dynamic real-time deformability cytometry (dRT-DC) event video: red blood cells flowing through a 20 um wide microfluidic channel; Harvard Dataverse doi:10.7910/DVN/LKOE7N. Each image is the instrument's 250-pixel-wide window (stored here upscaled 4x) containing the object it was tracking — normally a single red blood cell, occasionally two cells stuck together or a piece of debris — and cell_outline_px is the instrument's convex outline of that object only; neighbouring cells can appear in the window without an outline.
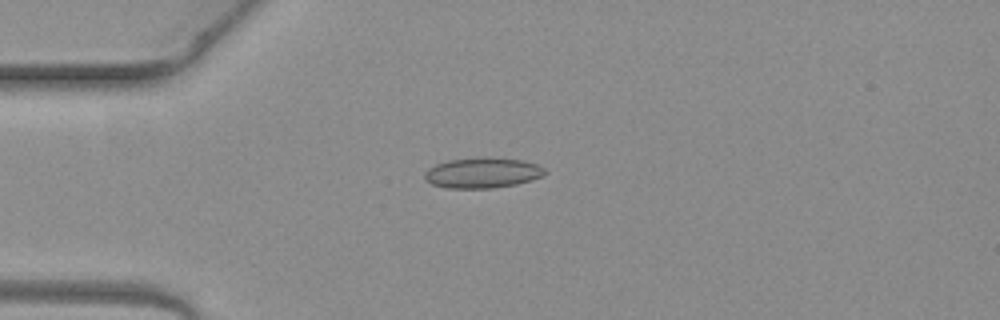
{"species": "common noctule bat (a hibernating species)", "species_latin": "Nyctalus noctula", "temperature_condition": "warm", "stored_images_in_passage": 3, "camera_frame_rate_fps": 3000, "um_per_image_px": 0.085, "animal": {"sex": "female", "body_mass_g": 19.3, "forearm_length_mm": 54.1}, "frame": {"image": 1, "passage_image": 1, "time_ms": 0.0, "image_size_px": [1000, 320], "cell_outline_px": [[548, 172], [532, 180], [516, 184], [492, 188], [448, 188], [432, 184], [424, 180], [424, 172], [428, 168], [436, 164], [448, 160], [476, 156], [524, 160], [536, 164], [544, 168]], "centroid_in_image_um": [40.98, 14.67], "position_along_channel_um": 44.0, "area_um2": 21.56}}
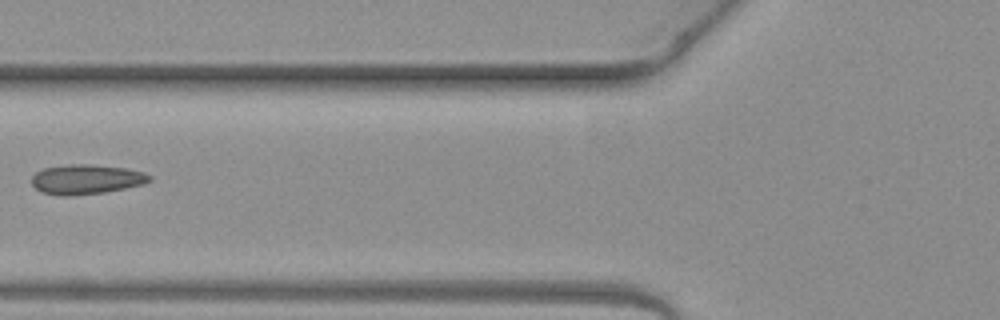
{"frame": {"image": 2, "passage_image": 3, "time_ms": 0.667, "image_size_px": [1000, 320], "cell_outline_px": [[152, 180], [144, 184], [104, 192], [68, 196], [64, 196], [44, 192], [36, 188], [32, 184], [32, 176], [36, 172], [44, 168], [72, 164], [84, 164], [124, 168], [144, 172], [152, 176]], "centroid_in_image_um": [7.35, 15.24], "position_along_channel_um": 118.4, "area_um2": 20.11}}